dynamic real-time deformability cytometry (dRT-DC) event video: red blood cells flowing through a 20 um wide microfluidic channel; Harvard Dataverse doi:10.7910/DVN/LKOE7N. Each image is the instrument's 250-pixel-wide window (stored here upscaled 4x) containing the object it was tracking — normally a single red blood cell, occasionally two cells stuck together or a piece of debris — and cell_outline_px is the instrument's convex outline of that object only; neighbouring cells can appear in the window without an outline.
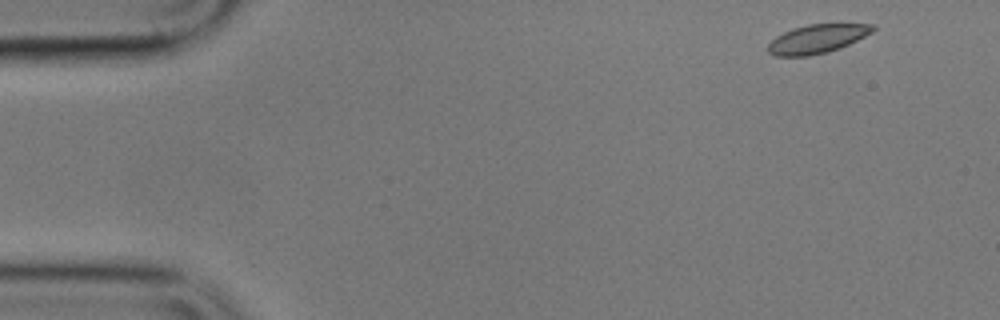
{"species": "common noctule bat (a hibernating species)", "species_latin": "Nyctalus noctula", "temperature_condition": "cold", "stored_images_in_passage": 13, "camera_frame_rate_fps": 3000, "um_per_image_px": 0.085, "animal": {"sex": "male", "body_mass_g": 17.9}, "frame": {"image": 1, "passage_image": 1, "time_ms": 0.0, "image_size_px": [1000, 320], "cell_outline_px": [[876, 28], [872, 32], [840, 48], [828, 52], [808, 56], [776, 56], [768, 52], [768, 44], [776, 36], [792, 28], [808, 24], [876, 24]], "centroid_in_image_um": [69.45, 3.3], "position_along_channel_um": 15.6, "area_um2": 17.51}}
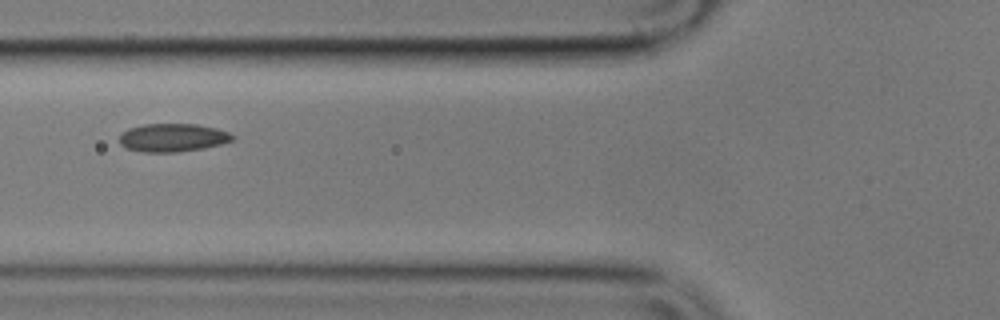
{"frame": {"image": 2, "passage_image": 5, "time_ms": 5.667, "image_size_px": [1000, 320], "cell_outline_px": [[236, 136], [232, 140], [220, 144], [204, 148], [176, 152], [144, 152], [128, 148], [120, 144], [120, 136], [128, 128], [144, 124], [196, 124], [216, 128], [228, 132]], "centroid_in_image_um": [14.69, 11.69], "position_along_channel_um": 111.1, "area_um2": 18.44}}
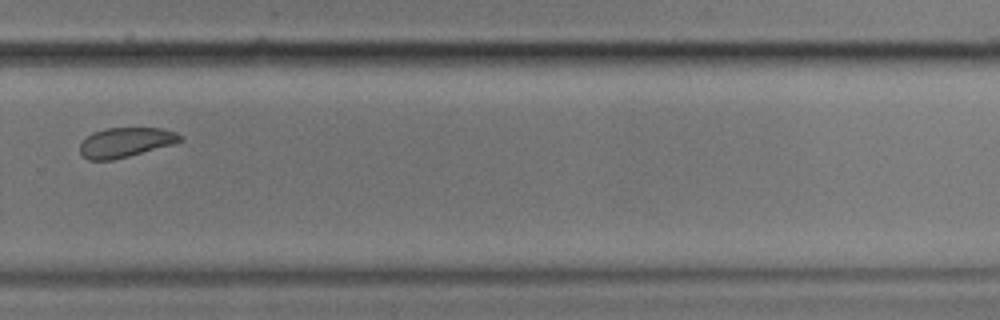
{"frame": {"image": 3, "passage_image": 10, "time_ms": 11.667, "image_size_px": [1000, 320], "cell_outline_px": [[184, 140], [172, 144], [128, 156], [112, 160], [88, 160], [80, 152], [80, 144], [88, 136], [104, 128], [160, 128], [176, 132]], "centroid_in_image_um": [10.67, 12.1], "position_along_channel_um": 319.1, "area_um2": 16.99}, "authors_computed_cell_mechanics": {"area_um2": 17.9758, "velocity_mm_per_s": 3.4829, "shape_relaxation_time_tau1_ms": 1.6898, "shape_relaxation_time_tau2_ms": 1.9005, "deformation_change_tau1": 0.084, "deformation_change_tau2": 0.0649}}